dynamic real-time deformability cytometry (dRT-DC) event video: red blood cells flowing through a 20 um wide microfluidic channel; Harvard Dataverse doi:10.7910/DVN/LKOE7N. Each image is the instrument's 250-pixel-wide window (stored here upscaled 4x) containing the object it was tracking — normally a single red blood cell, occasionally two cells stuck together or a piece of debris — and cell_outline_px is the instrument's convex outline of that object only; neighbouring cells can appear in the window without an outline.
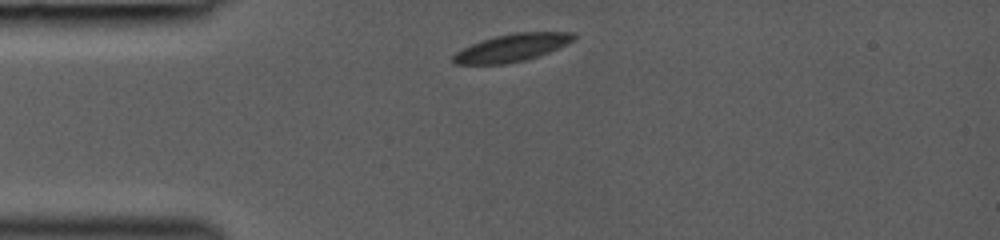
{"species": "common noctule bat (a hibernating species)", "species_latin": "Nyctalus noctula", "temperature_condition": "room temperature", "stored_images_in_passage": 19, "camera_frame_rate_fps": 3000, "um_per_image_px": 0.085, "animal": {"sex": "female", "body_mass_g": 19.0, "forearm_length_mm": 53.3}, "frame": {"image": 1, "passage_image": 1, "time_ms": 0.0, "image_size_px": [1000, 240], "cell_outline_px": [[576, 40], [568, 44], [548, 52], [524, 60], [504, 64], [452, 64], [452, 56], [456, 52], [472, 44], [496, 36], [516, 32], [576, 32]], "centroid_in_image_um": [43.55, 4.05], "position_along_channel_um": 41.5, "area_um2": 19.25}}
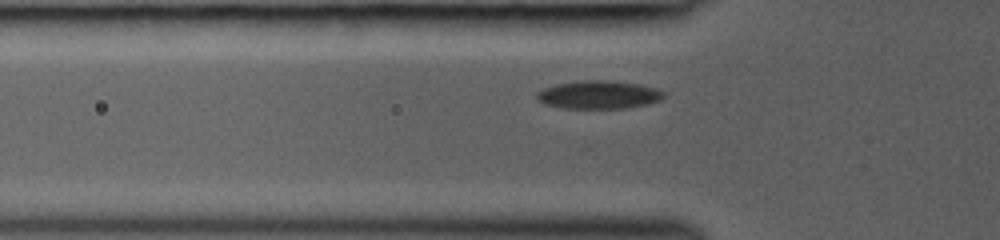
{"frame": {"image": 2, "passage_image": 5, "time_ms": 1.333, "image_size_px": [1000, 240], "cell_outline_px": [[664, 96], [660, 100], [648, 104], [628, 108], [564, 108], [544, 104], [536, 100], [536, 92], [544, 88], [556, 84], [576, 80], [608, 80], [636, 84], [656, 88], [664, 92]], "centroid_in_image_um": [50.85, 8.05], "position_along_channel_um": 75.0, "area_um2": 20.92}}
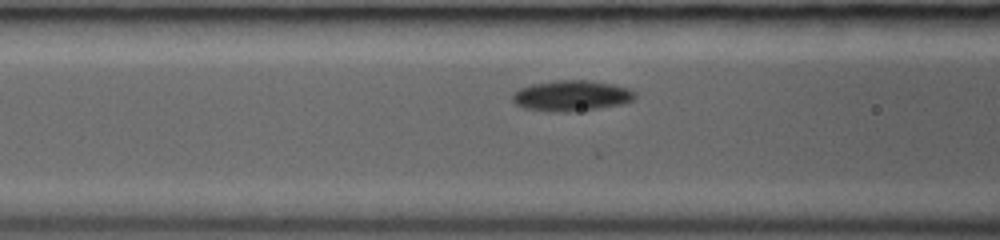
{"frame": {"image": 3, "passage_image": 9, "time_ms": 2.333, "image_size_px": [1000, 240], "cell_outline_px": [[636, 96], [632, 100], [620, 104], [572, 112], [548, 112], [524, 108], [516, 104], [512, 100], [512, 92], [520, 88], [532, 84], [556, 80], [588, 80], [612, 84], [628, 88], [636, 92]], "centroid_in_image_um": [48.53, 8.14], "position_along_channel_um": 118.1, "area_um2": 21.96}}